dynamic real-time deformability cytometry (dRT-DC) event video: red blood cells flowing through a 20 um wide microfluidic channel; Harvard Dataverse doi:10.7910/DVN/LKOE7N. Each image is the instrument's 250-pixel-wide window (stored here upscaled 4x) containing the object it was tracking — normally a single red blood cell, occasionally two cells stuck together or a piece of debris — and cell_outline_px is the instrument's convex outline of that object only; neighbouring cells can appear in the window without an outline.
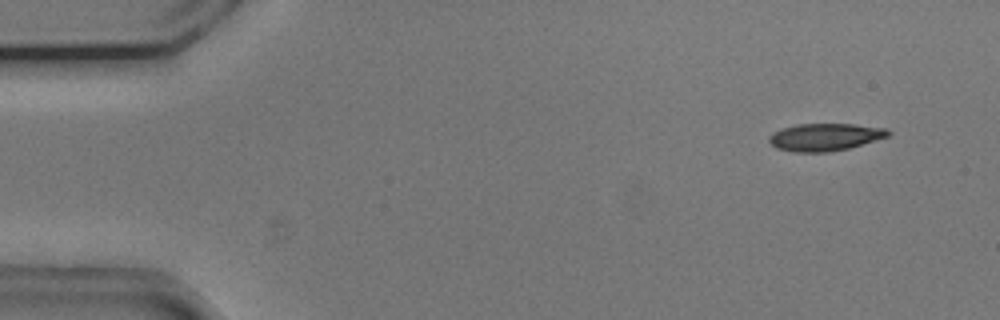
{"species": "common noctule bat (a hibernating species)", "species_latin": "Nyctalus noctula", "temperature_condition": "cold", "stored_images_in_passage": 53, "camera_frame_rate_fps": 3000, "um_per_image_px": 0.085, "animal": {"sex": "male", "body_mass_g": 20.5, "forearm_length_mm": 52.5}, "frame": {"image": 1, "passage_image": 4, "time_ms": 1.0, "image_size_px": [1000, 320], "cell_outline_px": [[892, 132], [888, 136], [848, 148], [828, 152], [792, 152], [776, 148], [768, 140], [768, 136], [772, 132], [780, 128], [796, 124], [852, 124], [888, 128]], "centroid_in_image_um": [70.08, 11.64], "position_along_channel_um": 14.9, "area_um2": 19.13}}
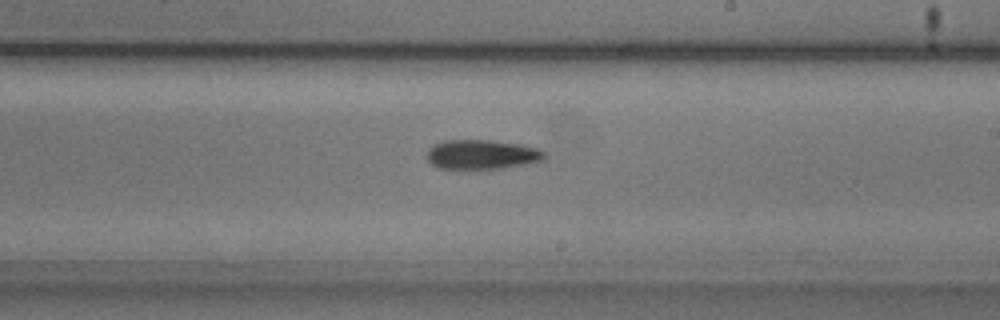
{"frame": {"image": 2, "passage_image": 31, "time_ms": 10.0, "image_size_px": [1000, 320], "cell_outline_px": [[544, 160], [524, 164], [500, 168], [436, 168], [428, 160], [428, 148], [444, 140], [488, 140], [524, 144], [536, 148], [544, 152]], "centroid_in_image_um": [40.95, 13.12], "position_along_channel_um": 248.0, "area_um2": 19.94}}
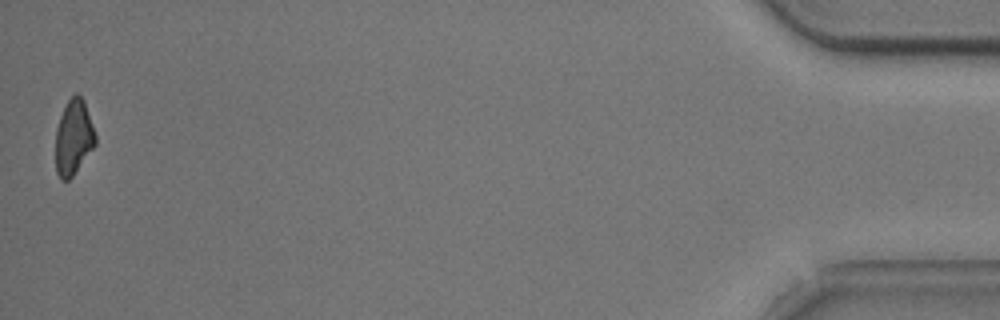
{"frame": {"image": 3, "passage_image": 53, "time_ms": 17.333, "image_size_px": [1000, 320], "cell_outline_px": [[96, 144], [72, 176], [68, 180], [60, 180], [56, 172], [56, 128], [60, 116], [68, 100], [76, 92], [84, 100], [96, 136]], "centroid_in_image_um": [6.25, 11.68], "position_along_channel_um": 429.0, "area_um2": 17.28}, "authors_computed_cell_mechanics": {"area_um2": 19.5364, "velocity_mm_per_s": 3.7525, "shape_relaxation_time_tau1_ms": 2.6275, "shape_relaxation_time_tau2_ms": null, "deformation_change_tau1": 0.122, "deformation_change_tau2": null}}